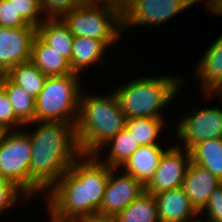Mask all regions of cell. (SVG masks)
Returning a JSON list of instances; mask_svg holds the SVG:
<instances>
[{"label":"cell","instance_id":"15","mask_svg":"<svg viewBox=\"0 0 222 222\" xmlns=\"http://www.w3.org/2000/svg\"><path fill=\"white\" fill-rule=\"evenodd\" d=\"M221 184L222 181L209 170L191 161L186 169L182 187L190 203L199 212L207 203L209 196Z\"/></svg>","mask_w":222,"mask_h":222},{"label":"cell","instance_id":"36","mask_svg":"<svg viewBox=\"0 0 222 222\" xmlns=\"http://www.w3.org/2000/svg\"><path fill=\"white\" fill-rule=\"evenodd\" d=\"M198 219V220H197ZM187 222H208L207 220H205V219H201V218H199V215H198V218L196 217V220L195 219H193V220H190V221H187Z\"/></svg>","mask_w":222,"mask_h":222},{"label":"cell","instance_id":"14","mask_svg":"<svg viewBox=\"0 0 222 222\" xmlns=\"http://www.w3.org/2000/svg\"><path fill=\"white\" fill-rule=\"evenodd\" d=\"M154 197L160 222H187L199 215L182 186L157 193Z\"/></svg>","mask_w":222,"mask_h":222},{"label":"cell","instance_id":"28","mask_svg":"<svg viewBox=\"0 0 222 222\" xmlns=\"http://www.w3.org/2000/svg\"><path fill=\"white\" fill-rule=\"evenodd\" d=\"M0 127L4 131L18 130L25 124L15 115L6 91L0 86Z\"/></svg>","mask_w":222,"mask_h":222},{"label":"cell","instance_id":"11","mask_svg":"<svg viewBox=\"0 0 222 222\" xmlns=\"http://www.w3.org/2000/svg\"><path fill=\"white\" fill-rule=\"evenodd\" d=\"M119 168H112L105 187V193L98 212L99 217L115 218L133 200H136L143 192L145 186L133 176L120 173Z\"/></svg>","mask_w":222,"mask_h":222},{"label":"cell","instance_id":"1","mask_svg":"<svg viewBox=\"0 0 222 222\" xmlns=\"http://www.w3.org/2000/svg\"><path fill=\"white\" fill-rule=\"evenodd\" d=\"M111 167L96 155L81 154L46 192L50 222H78L98 216Z\"/></svg>","mask_w":222,"mask_h":222},{"label":"cell","instance_id":"33","mask_svg":"<svg viewBox=\"0 0 222 222\" xmlns=\"http://www.w3.org/2000/svg\"><path fill=\"white\" fill-rule=\"evenodd\" d=\"M209 11L214 15L222 17V0H220L216 5H214Z\"/></svg>","mask_w":222,"mask_h":222},{"label":"cell","instance_id":"12","mask_svg":"<svg viewBox=\"0 0 222 222\" xmlns=\"http://www.w3.org/2000/svg\"><path fill=\"white\" fill-rule=\"evenodd\" d=\"M36 27H0V74L30 61Z\"/></svg>","mask_w":222,"mask_h":222},{"label":"cell","instance_id":"35","mask_svg":"<svg viewBox=\"0 0 222 222\" xmlns=\"http://www.w3.org/2000/svg\"><path fill=\"white\" fill-rule=\"evenodd\" d=\"M204 98H205V100H208L209 98H212V97H216L217 98V96H219V98H221L222 99V88L220 89V91H218L217 92V94H204ZM207 98V99H206Z\"/></svg>","mask_w":222,"mask_h":222},{"label":"cell","instance_id":"32","mask_svg":"<svg viewBox=\"0 0 222 222\" xmlns=\"http://www.w3.org/2000/svg\"><path fill=\"white\" fill-rule=\"evenodd\" d=\"M78 222H116V220L115 218H110V217L94 216V217L81 219Z\"/></svg>","mask_w":222,"mask_h":222},{"label":"cell","instance_id":"27","mask_svg":"<svg viewBox=\"0 0 222 222\" xmlns=\"http://www.w3.org/2000/svg\"><path fill=\"white\" fill-rule=\"evenodd\" d=\"M21 199L29 200L30 198L16 184L0 175V216L8 209L10 210L12 206L14 207Z\"/></svg>","mask_w":222,"mask_h":222},{"label":"cell","instance_id":"3","mask_svg":"<svg viewBox=\"0 0 222 222\" xmlns=\"http://www.w3.org/2000/svg\"><path fill=\"white\" fill-rule=\"evenodd\" d=\"M83 92L84 89L79 98L76 137L82 154L96 155L126 127L127 118L113 91L102 96Z\"/></svg>","mask_w":222,"mask_h":222},{"label":"cell","instance_id":"6","mask_svg":"<svg viewBox=\"0 0 222 222\" xmlns=\"http://www.w3.org/2000/svg\"><path fill=\"white\" fill-rule=\"evenodd\" d=\"M79 76L78 73H71L46 78L43 89L36 97L35 121L76 124L82 91Z\"/></svg>","mask_w":222,"mask_h":222},{"label":"cell","instance_id":"22","mask_svg":"<svg viewBox=\"0 0 222 222\" xmlns=\"http://www.w3.org/2000/svg\"><path fill=\"white\" fill-rule=\"evenodd\" d=\"M191 161L222 181V138L197 143L191 150Z\"/></svg>","mask_w":222,"mask_h":222},{"label":"cell","instance_id":"5","mask_svg":"<svg viewBox=\"0 0 222 222\" xmlns=\"http://www.w3.org/2000/svg\"><path fill=\"white\" fill-rule=\"evenodd\" d=\"M60 18L73 36L98 39L107 47L116 45L123 35L118 0L84 2Z\"/></svg>","mask_w":222,"mask_h":222},{"label":"cell","instance_id":"19","mask_svg":"<svg viewBox=\"0 0 222 222\" xmlns=\"http://www.w3.org/2000/svg\"><path fill=\"white\" fill-rule=\"evenodd\" d=\"M107 49L101 40L74 36L70 62L72 71L81 74L86 68L103 63Z\"/></svg>","mask_w":222,"mask_h":222},{"label":"cell","instance_id":"34","mask_svg":"<svg viewBox=\"0 0 222 222\" xmlns=\"http://www.w3.org/2000/svg\"><path fill=\"white\" fill-rule=\"evenodd\" d=\"M200 1H202V2H206L205 3V6H206V8L208 9V11L214 6V5H216L220 0H192V3H193V5L194 4H196V3H199Z\"/></svg>","mask_w":222,"mask_h":222},{"label":"cell","instance_id":"4","mask_svg":"<svg viewBox=\"0 0 222 222\" xmlns=\"http://www.w3.org/2000/svg\"><path fill=\"white\" fill-rule=\"evenodd\" d=\"M185 79L174 75H142L114 91L127 119L148 117L164 119L162 110L176 98Z\"/></svg>","mask_w":222,"mask_h":222},{"label":"cell","instance_id":"21","mask_svg":"<svg viewBox=\"0 0 222 222\" xmlns=\"http://www.w3.org/2000/svg\"><path fill=\"white\" fill-rule=\"evenodd\" d=\"M0 86L6 91L15 115L28 126L35 121L36 98L25 89L14 84L5 74L0 77Z\"/></svg>","mask_w":222,"mask_h":222},{"label":"cell","instance_id":"25","mask_svg":"<svg viewBox=\"0 0 222 222\" xmlns=\"http://www.w3.org/2000/svg\"><path fill=\"white\" fill-rule=\"evenodd\" d=\"M164 119L136 117L127 119L126 128L140 146L160 145L158 138L166 128Z\"/></svg>","mask_w":222,"mask_h":222},{"label":"cell","instance_id":"17","mask_svg":"<svg viewBox=\"0 0 222 222\" xmlns=\"http://www.w3.org/2000/svg\"><path fill=\"white\" fill-rule=\"evenodd\" d=\"M30 61L47 76L74 73L70 61L47 45L37 34L32 42Z\"/></svg>","mask_w":222,"mask_h":222},{"label":"cell","instance_id":"26","mask_svg":"<svg viewBox=\"0 0 222 222\" xmlns=\"http://www.w3.org/2000/svg\"><path fill=\"white\" fill-rule=\"evenodd\" d=\"M17 13L29 24L38 27L47 17L44 15L40 0H8ZM41 16L44 15V16ZM44 17V18H43ZM43 18V19H42Z\"/></svg>","mask_w":222,"mask_h":222},{"label":"cell","instance_id":"13","mask_svg":"<svg viewBox=\"0 0 222 222\" xmlns=\"http://www.w3.org/2000/svg\"><path fill=\"white\" fill-rule=\"evenodd\" d=\"M209 46L194 67L195 78L203 94H217L222 88V34Z\"/></svg>","mask_w":222,"mask_h":222},{"label":"cell","instance_id":"10","mask_svg":"<svg viewBox=\"0 0 222 222\" xmlns=\"http://www.w3.org/2000/svg\"><path fill=\"white\" fill-rule=\"evenodd\" d=\"M190 162V151L172 144L162 154L153 178L145 186V191L155 195L181 187Z\"/></svg>","mask_w":222,"mask_h":222},{"label":"cell","instance_id":"9","mask_svg":"<svg viewBox=\"0 0 222 222\" xmlns=\"http://www.w3.org/2000/svg\"><path fill=\"white\" fill-rule=\"evenodd\" d=\"M177 125L175 138L182 141L177 145H183L182 148L190 151L197 143L222 138V108L195 107L188 116L181 117Z\"/></svg>","mask_w":222,"mask_h":222},{"label":"cell","instance_id":"30","mask_svg":"<svg viewBox=\"0 0 222 222\" xmlns=\"http://www.w3.org/2000/svg\"><path fill=\"white\" fill-rule=\"evenodd\" d=\"M0 27L18 28L34 27L29 25L19 13H17L13 4L8 0H0Z\"/></svg>","mask_w":222,"mask_h":222},{"label":"cell","instance_id":"29","mask_svg":"<svg viewBox=\"0 0 222 222\" xmlns=\"http://www.w3.org/2000/svg\"><path fill=\"white\" fill-rule=\"evenodd\" d=\"M84 0H40L47 18L61 17L65 12L81 6Z\"/></svg>","mask_w":222,"mask_h":222},{"label":"cell","instance_id":"8","mask_svg":"<svg viewBox=\"0 0 222 222\" xmlns=\"http://www.w3.org/2000/svg\"><path fill=\"white\" fill-rule=\"evenodd\" d=\"M122 33L134 26H159L193 6L192 0H118Z\"/></svg>","mask_w":222,"mask_h":222},{"label":"cell","instance_id":"20","mask_svg":"<svg viewBox=\"0 0 222 222\" xmlns=\"http://www.w3.org/2000/svg\"><path fill=\"white\" fill-rule=\"evenodd\" d=\"M109 152L103 163L111 168H120L130 156L140 147L137 141L133 138L132 134L125 127L116 136H114L103 148L96 154L98 158L104 157L101 154L108 149ZM111 147V148H110ZM105 148V149H104Z\"/></svg>","mask_w":222,"mask_h":222},{"label":"cell","instance_id":"37","mask_svg":"<svg viewBox=\"0 0 222 222\" xmlns=\"http://www.w3.org/2000/svg\"><path fill=\"white\" fill-rule=\"evenodd\" d=\"M5 131L0 127V139Z\"/></svg>","mask_w":222,"mask_h":222},{"label":"cell","instance_id":"23","mask_svg":"<svg viewBox=\"0 0 222 222\" xmlns=\"http://www.w3.org/2000/svg\"><path fill=\"white\" fill-rule=\"evenodd\" d=\"M115 220L116 222H160L154 195L143 192L121 211Z\"/></svg>","mask_w":222,"mask_h":222},{"label":"cell","instance_id":"31","mask_svg":"<svg viewBox=\"0 0 222 222\" xmlns=\"http://www.w3.org/2000/svg\"><path fill=\"white\" fill-rule=\"evenodd\" d=\"M205 213L208 222H222V184L209 196L207 203L199 211V216L205 217Z\"/></svg>","mask_w":222,"mask_h":222},{"label":"cell","instance_id":"18","mask_svg":"<svg viewBox=\"0 0 222 222\" xmlns=\"http://www.w3.org/2000/svg\"><path fill=\"white\" fill-rule=\"evenodd\" d=\"M36 34L71 62L74 36L60 17L46 18L36 28Z\"/></svg>","mask_w":222,"mask_h":222},{"label":"cell","instance_id":"38","mask_svg":"<svg viewBox=\"0 0 222 222\" xmlns=\"http://www.w3.org/2000/svg\"><path fill=\"white\" fill-rule=\"evenodd\" d=\"M85 2H90V1H107V0H84Z\"/></svg>","mask_w":222,"mask_h":222},{"label":"cell","instance_id":"7","mask_svg":"<svg viewBox=\"0 0 222 222\" xmlns=\"http://www.w3.org/2000/svg\"><path fill=\"white\" fill-rule=\"evenodd\" d=\"M32 145L23 130L5 131L0 139V175L22 189L29 198L45 192L30 178Z\"/></svg>","mask_w":222,"mask_h":222},{"label":"cell","instance_id":"24","mask_svg":"<svg viewBox=\"0 0 222 222\" xmlns=\"http://www.w3.org/2000/svg\"><path fill=\"white\" fill-rule=\"evenodd\" d=\"M14 84L25 89L34 98L43 89L46 74L41 72L31 61L18 64L5 74Z\"/></svg>","mask_w":222,"mask_h":222},{"label":"cell","instance_id":"2","mask_svg":"<svg viewBox=\"0 0 222 222\" xmlns=\"http://www.w3.org/2000/svg\"><path fill=\"white\" fill-rule=\"evenodd\" d=\"M33 123L37 126L34 125L31 132V129H24L32 145L30 178L47 192L82 153L76 137V124L45 121L27 124Z\"/></svg>","mask_w":222,"mask_h":222},{"label":"cell","instance_id":"16","mask_svg":"<svg viewBox=\"0 0 222 222\" xmlns=\"http://www.w3.org/2000/svg\"><path fill=\"white\" fill-rule=\"evenodd\" d=\"M167 148L168 146L163 149V145L140 146L119 169L146 186L153 178L161 156Z\"/></svg>","mask_w":222,"mask_h":222}]
</instances>
